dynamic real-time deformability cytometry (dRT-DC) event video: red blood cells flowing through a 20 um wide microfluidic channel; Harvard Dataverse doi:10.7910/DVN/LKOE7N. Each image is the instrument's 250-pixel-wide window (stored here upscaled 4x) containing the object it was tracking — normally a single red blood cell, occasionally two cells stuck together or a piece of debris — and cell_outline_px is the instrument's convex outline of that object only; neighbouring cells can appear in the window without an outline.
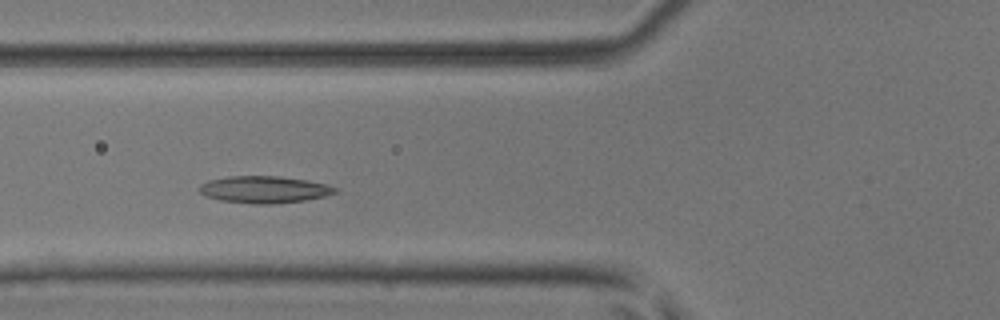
{"species": "common noctule bat (a hibernating species)", "species_latin": "Nyctalus noctula", "temperature_condition": "room temperature", "stored_images_in_passage": 7, "camera_frame_rate_fps": 3000, "um_per_image_px": 0.085, "animal": {"sex": "male", "body_mass_g": 17.9, "forearm_length_mm": 54.2}, "frame": {"image": 1, "passage_image": 4, "time_ms": 1.0, "image_size_px": [1000, 320], "cell_outline_px": [[336, 192], [324, 196], [304, 200], [272, 204], [252, 204], [220, 200], [204, 196], [200, 192], [200, 184], [208, 180], [228, 176], [276, 176], [308, 180], [328, 184], [336, 188]], "centroid_in_image_um": [22.43, 16.11], "position_along_channel_um": 103.4, "area_um2": 21.33}}
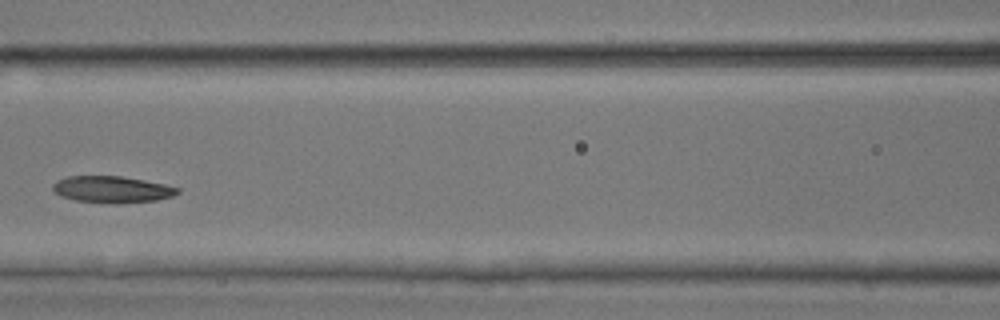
{"frame": {"image": 2, "passage_image": 5, "time_ms": 1.333, "image_size_px": [1000, 320], "cell_outline_px": [[180, 192], [172, 196], [156, 200], [116, 204], [76, 200], [60, 196], [52, 188], [52, 184], [56, 180], [68, 176], [120, 176], [144, 180], [164, 184], [180, 188]], "centroid_in_image_um": [9.51, 16.1], "position_along_channel_um": 157.1, "area_um2": 19.36}}
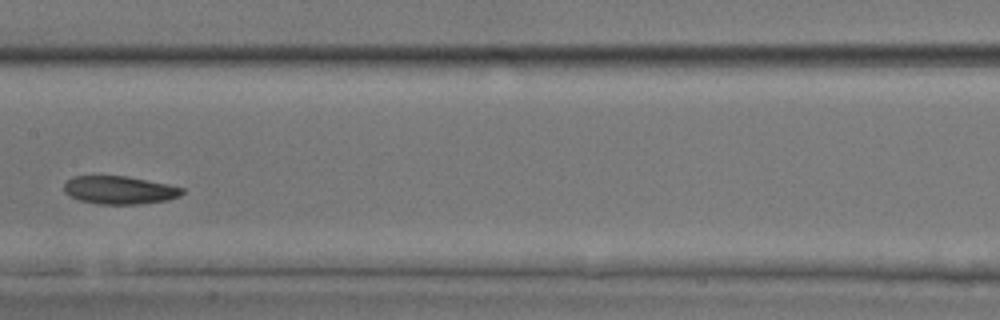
{"frame": {"image": 3, "passage_image": 6, "time_ms": 1.667, "image_size_px": [1000, 320], "cell_outline_px": [[184, 192], [180, 196], [168, 200], [140, 204], [96, 204], [80, 200], [68, 196], [64, 192], [64, 184], [72, 176], [124, 176], [168, 184], [184, 188]], "centroid_in_image_um": [10.15, 16.16], "position_along_channel_um": 197.3, "area_um2": 19.36}}